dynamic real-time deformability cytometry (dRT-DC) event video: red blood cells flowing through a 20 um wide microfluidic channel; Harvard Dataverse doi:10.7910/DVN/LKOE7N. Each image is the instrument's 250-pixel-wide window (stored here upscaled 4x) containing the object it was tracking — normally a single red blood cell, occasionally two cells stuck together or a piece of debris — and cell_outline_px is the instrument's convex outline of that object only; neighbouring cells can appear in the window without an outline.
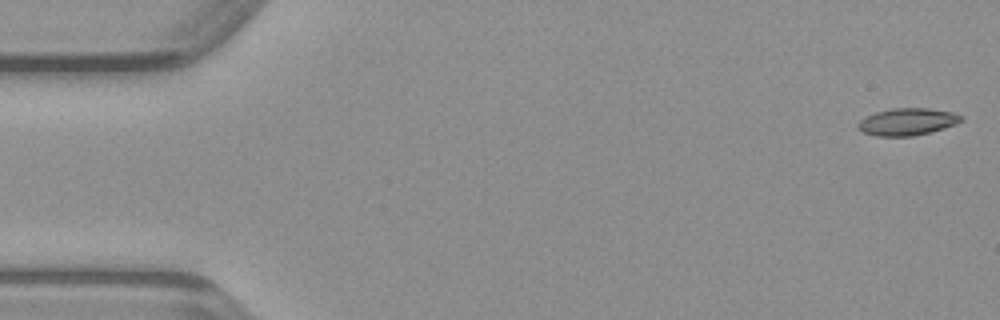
{"species": "common noctule bat (a hibernating species)", "species_latin": "Nyctalus noctula", "temperature_condition": "warm", "stored_images_in_passage": 48, "camera_frame_rate_fps": 3000, "um_per_image_px": 0.085, "animal": {"sex": "male", "body_mass_g": 23.1, "forearm_length_mm": 52.7}, "frame": {"image": 1, "passage_image": 1, "time_ms": 0.0, "image_size_px": [1000, 320], "cell_outline_px": [[964, 120], [956, 124], [944, 128], [912, 136], [876, 136], [864, 132], [856, 128], [856, 124], [864, 116], [876, 112], [892, 108], [928, 108], [952, 112], [964, 116]], "centroid_in_image_um": [77.11, 10.34], "position_along_channel_um": 7.9, "area_um2": 16.42}}
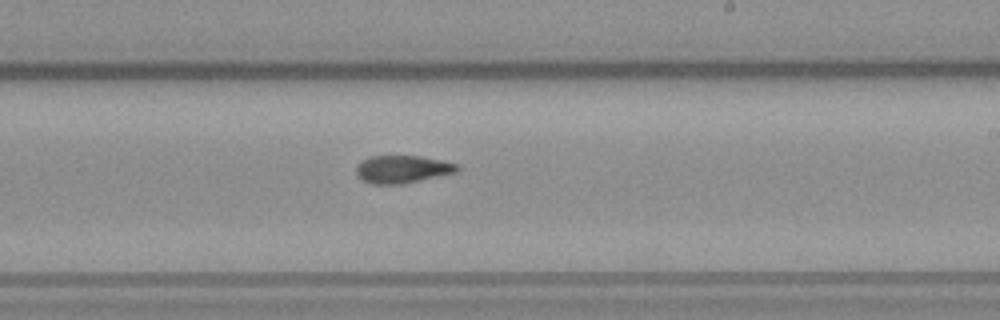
{"frame": {"image": 2, "passage_image": 28, "time_ms": 9.0, "image_size_px": [1000, 320], "cell_outline_px": [[460, 168], [456, 172], [404, 184], [372, 184], [364, 180], [356, 172], [356, 168], [364, 160], [372, 156], [420, 156], [444, 160], [456, 164]], "centroid_in_image_um": [34.25, 14.38], "position_along_channel_um": 254.7, "area_um2": 16.07}}
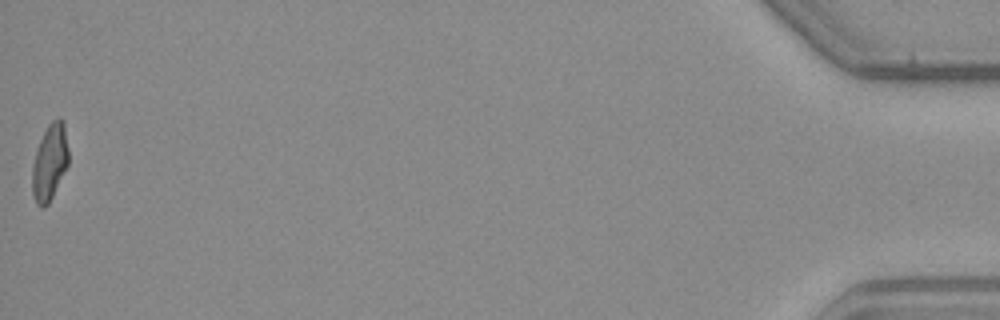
{"frame": {"image": 3, "passage_image": 48, "time_ms": 15.667, "image_size_px": [1000, 320], "cell_outline_px": [[68, 164], [48, 204], [44, 208], [40, 208], [36, 204], [32, 192], [32, 164], [36, 148], [48, 124], [56, 116], [60, 116], [64, 120], [68, 148]], "centroid_in_image_um": [4.22, 13.75], "position_along_channel_um": 431.0, "area_um2": 16.36}}